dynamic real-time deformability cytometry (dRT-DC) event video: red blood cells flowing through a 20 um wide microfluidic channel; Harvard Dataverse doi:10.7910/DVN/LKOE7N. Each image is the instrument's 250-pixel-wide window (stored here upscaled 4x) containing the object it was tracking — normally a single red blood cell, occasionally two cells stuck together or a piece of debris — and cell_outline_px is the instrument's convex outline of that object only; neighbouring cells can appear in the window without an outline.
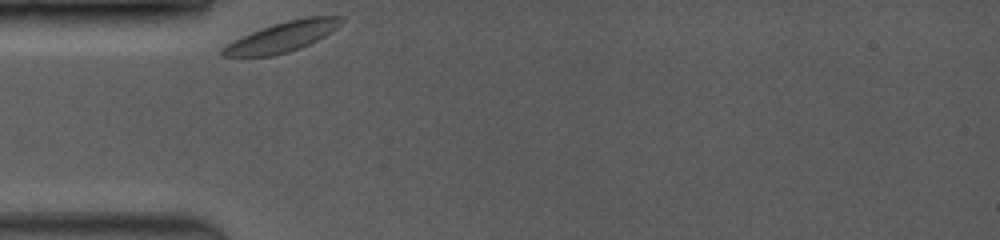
{"species": "common noctule bat (a hibernating species)", "species_latin": "Nyctalus noctula", "temperature_condition": "room temperature", "stored_images_in_passage": 39, "camera_frame_rate_fps": 3500, "um_per_image_px": 0.085, "animal": {"sex": "female", "body_mass_g": 19.0, "forearm_length_mm": 53.3}, "frame": {"image": 1, "passage_image": 1, "time_ms": 0.0, "image_size_px": [1000, 240], "cell_outline_px": [[344, 20], [336, 28], [324, 36], [300, 48], [288, 52], [272, 56], [220, 56], [220, 48], [240, 36], [272, 24], [288, 20], [308, 16], [344, 16]], "centroid_in_image_um": [23.95, 3.13], "position_along_channel_um": 61.0, "area_um2": 20.75}}
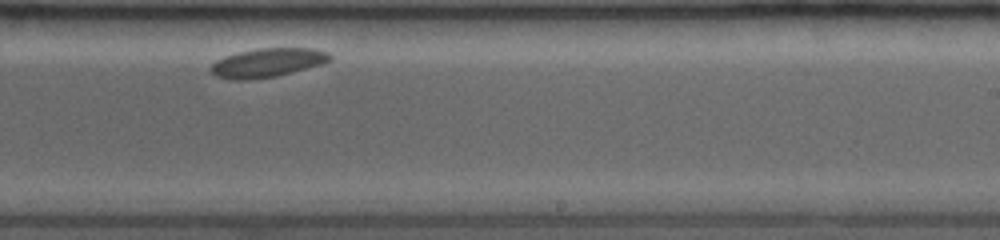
{"frame": {"image": 2, "passage_image": 24, "time_ms": 6.0, "image_size_px": [1000, 240], "cell_outline_px": [[332, 60], [324, 64], [276, 76], [248, 80], [232, 80], [216, 76], [208, 68], [216, 60], [224, 56], [240, 52], [260, 48], [312, 48], [328, 52], [332, 56]], "centroid_in_image_um": [22.75, 5.33], "position_along_channel_um": 266.2, "area_um2": 20.17}}
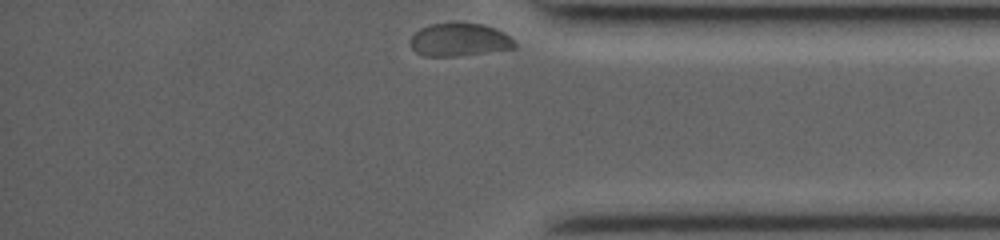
{"frame": {"image": 3, "passage_image": 39, "time_ms": 9.714, "image_size_px": [1000, 240], "cell_outline_px": [[516, 48], [456, 56], [424, 56], [416, 52], [412, 48], [412, 36], [420, 28], [432, 24], [484, 24], [496, 28], [504, 32], [516, 40]], "centroid_in_image_um": [39.1, 3.39], "position_along_channel_um": 396.1, "area_um2": 19.83}}